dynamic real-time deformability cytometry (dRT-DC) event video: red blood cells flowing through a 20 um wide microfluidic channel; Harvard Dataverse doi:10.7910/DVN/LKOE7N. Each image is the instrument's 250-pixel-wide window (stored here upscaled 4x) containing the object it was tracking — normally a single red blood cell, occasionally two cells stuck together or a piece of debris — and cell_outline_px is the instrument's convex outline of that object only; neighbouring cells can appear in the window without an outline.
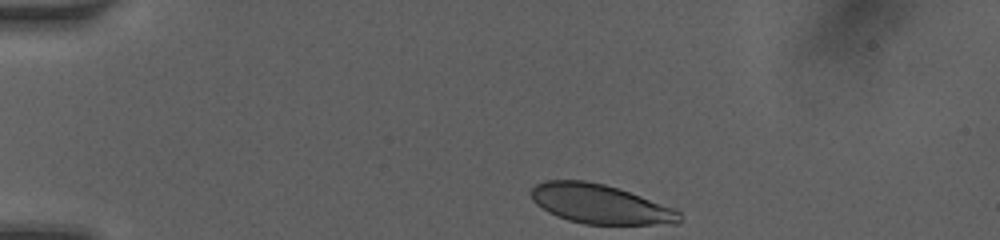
{"species": "human", "species_latin": "Homo sapiens", "temperature_condition": "room temperature", "stored_images_in_passage": 47, "camera_frame_rate_fps": 3000, "um_per_image_px": 0.085, "donor": {"sex": "female"}, "frame": {"image": 1, "passage_image": 1, "time_ms": 0.0, "image_size_px": [1000, 240], "cell_outline_px": [[680, 220], [676, 224], [584, 224], [568, 220], [556, 216], [548, 212], [536, 204], [532, 200], [528, 192], [536, 184], [544, 180], [584, 180], [604, 184], [676, 208], [680, 212]], "centroid_in_image_um": [50.97, 17.34], "position_along_channel_um": 34.0, "area_um2": 34.04}}
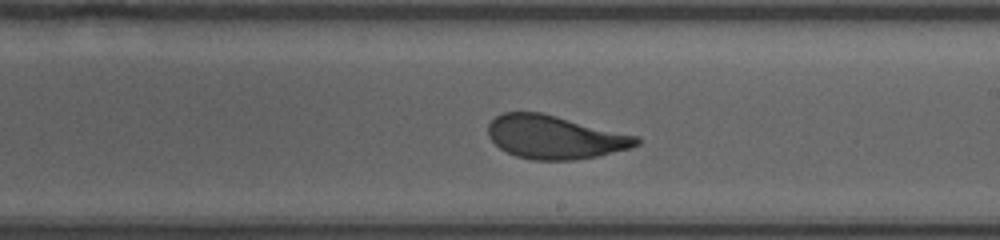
{"frame": {"image": 2, "passage_image": 25, "time_ms": 6.667, "image_size_px": [1000, 240], "cell_outline_px": [[640, 144], [628, 148], [600, 156], [572, 160], [532, 160], [516, 156], [500, 148], [488, 136], [488, 124], [496, 116], [504, 112], [540, 112], [640, 136]], "centroid_in_image_um": [47.18, 11.66], "position_along_channel_um": 241.8, "area_um2": 37.51}}
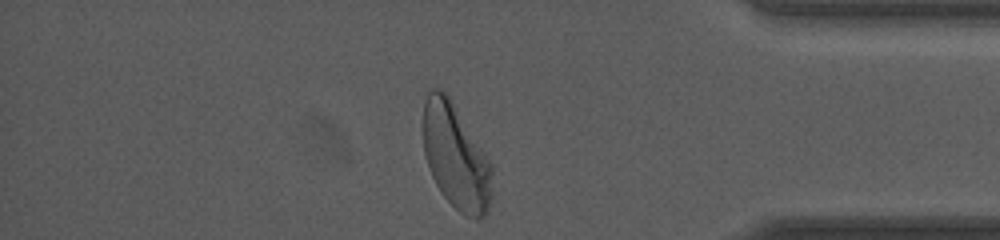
{"frame": {"image": 3, "passage_image": 45, "time_ms": 11.0, "image_size_px": [1000, 240], "cell_outline_px": [[492, 196], [488, 212], [480, 220], [476, 220], [464, 216], [440, 192], [432, 176], [424, 152], [420, 128], [424, 104], [428, 92], [432, 88], [440, 88], [448, 96], [488, 160], [492, 168]], "centroid_in_image_um": [38.71, 13.35], "position_along_channel_um": 396.5, "area_um2": 42.25}, "authors_computed_cell_mechanics": {"area_um2": 38.0902, "velocity_mm_per_s": 4.0765, "shape_relaxation_time_tau1_ms": 3.4428, "shape_relaxation_time_tau2_ms": null, "deformation_change_tau1": 0.1492, "deformation_change_tau2": null}}